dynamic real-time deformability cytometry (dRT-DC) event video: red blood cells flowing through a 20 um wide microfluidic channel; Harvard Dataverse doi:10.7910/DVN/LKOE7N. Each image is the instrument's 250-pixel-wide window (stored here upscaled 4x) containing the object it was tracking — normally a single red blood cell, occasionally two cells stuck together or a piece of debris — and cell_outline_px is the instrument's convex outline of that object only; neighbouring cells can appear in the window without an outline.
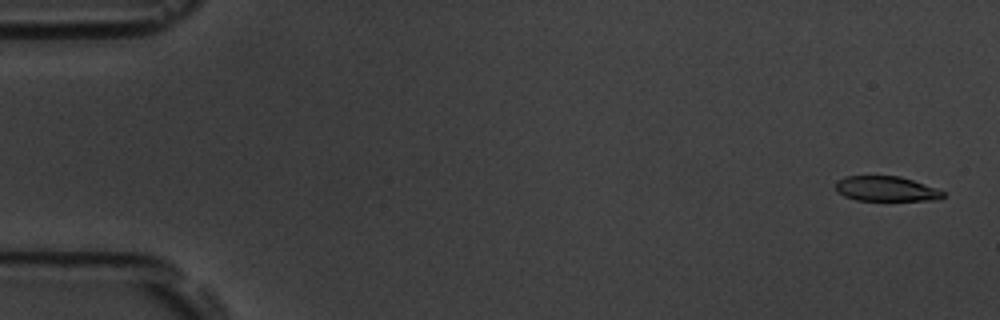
{"species": "common noctule bat (a hibernating species)", "species_latin": "Nyctalus noctula", "temperature_condition": "room temperature", "stored_images_in_passage": 58, "camera_frame_rate_fps": 3000, "um_per_image_px": 0.085, "animal": {"sex": "male", "body_mass_g": 19.5, "forearm_length_mm": 54.6}, "frame": {"image": 1, "passage_image": 2, "time_ms": 0.333, "image_size_px": [1000, 320], "cell_outline_px": [[944, 196], [940, 200], [856, 200], [844, 196], [836, 192], [836, 180], [844, 176], [900, 176], [912, 180], [944, 192]], "centroid_in_image_um": [75.26, 16.05], "position_along_channel_um": 9.7, "area_um2": 15.55}}
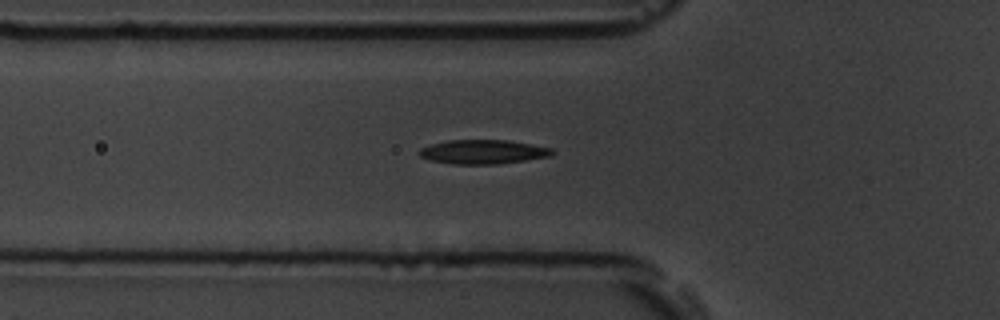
{"frame": {"image": 2, "passage_image": 20, "time_ms": 6.333, "image_size_px": [1000, 320], "cell_outline_px": [[556, 152], [552, 156], [496, 164], [452, 164], [428, 160], [420, 156], [420, 148], [432, 144], [448, 140], [508, 140], [552, 148]], "centroid_in_image_um": [41.07, 12.91], "position_along_channel_um": 84.7, "area_um2": 18.67}}
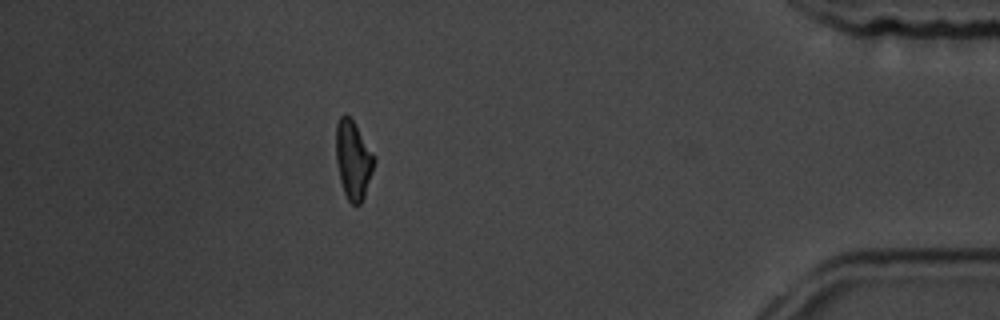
{"frame": {"image": 3, "passage_image": 51, "time_ms": 16.667, "image_size_px": [1000, 320], "cell_outline_px": [[376, 160], [364, 196], [360, 204], [352, 204], [348, 200], [344, 192], [340, 180], [336, 160], [336, 124], [340, 116], [344, 112], [352, 120], [376, 156]], "centroid_in_image_um": [30.02, 13.56], "position_along_channel_um": 405.2, "area_um2": 17.4}, "authors_computed_cell_mechanics": {"area_um2": 17.8602, "velocity_mm_per_s": 3.5559, "shape_relaxation_time_tau1_ms": 4.4006, "shape_relaxation_time_tau2_ms": 5.6063, "deformation_change_tau1": 0.1435, "deformation_change_tau2": 0.1579}}